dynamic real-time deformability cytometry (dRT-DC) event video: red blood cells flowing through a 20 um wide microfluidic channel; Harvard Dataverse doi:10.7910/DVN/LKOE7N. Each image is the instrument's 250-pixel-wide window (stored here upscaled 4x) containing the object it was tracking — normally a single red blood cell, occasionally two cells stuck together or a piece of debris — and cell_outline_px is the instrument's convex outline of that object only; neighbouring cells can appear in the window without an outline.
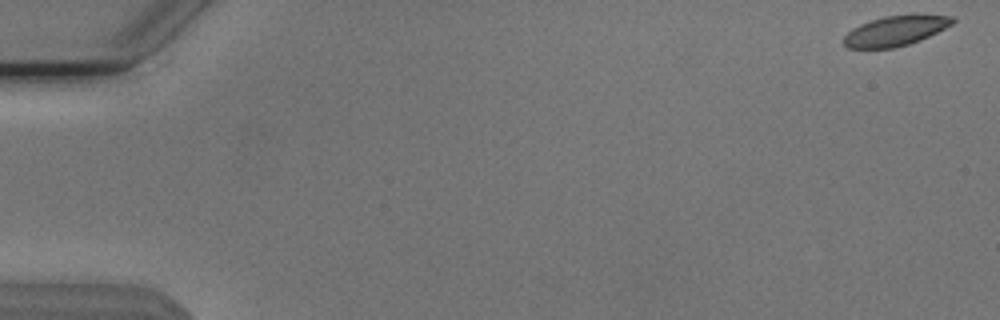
{"species": "Egyptian fruit bat (a non-hibernating species)", "species_latin": "Rousettus aegyptiacus", "temperature_condition": "cold", "stored_images_in_passage": 55, "camera_frame_rate_fps": 3000, "um_per_image_px": 0.085, "animal": {"sex": "male"}, "frame": {"image": 1, "passage_image": 1, "time_ms": 0.0, "image_size_px": [1000, 320], "cell_outline_px": [[956, 20], [952, 24], [920, 40], [908, 44], [892, 48], [848, 48], [844, 44], [844, 36], [852, 28], [860, 24], [884, 16], [952, 16]], "centroid_in_image_um": [76.06, 2.64], "position_along_channel_um": 8.9, "area_um2": 18.38}}
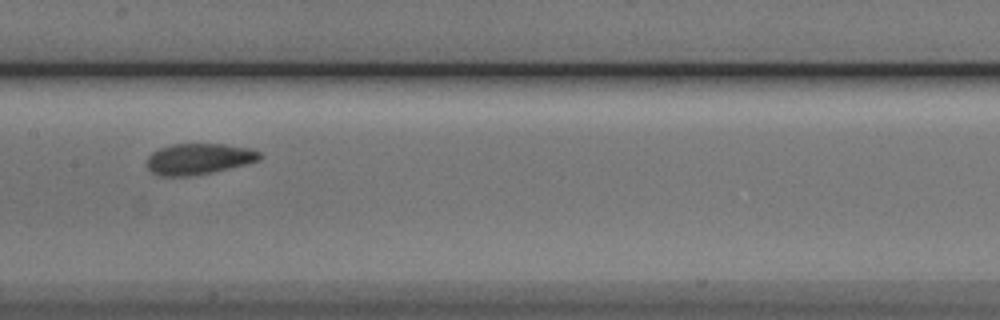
{"frame": {"image": 2, "passage_image": 28, "time_ms": 9.0, "image_size_px": [1000, 320], "cell_outline_px": [[264, 156], [260, 160], [212, 172], [188, 176], [160, 176], [152, 172], [148, 168], [148, 156], [152, 152], [160, 148], [172, 144], [224, 144], [248, 148], [260, 152]], "centroid_in_image_um": [16.9, 13.5], "position_along_channel_um": 190.5, "area_um2": 20.23}}
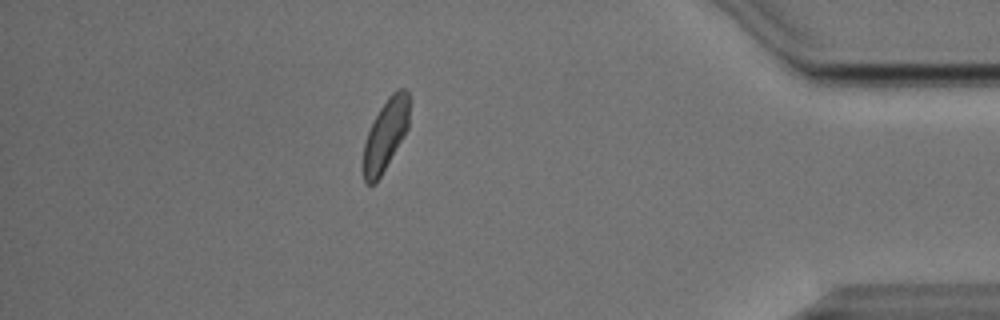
{"frame": {"image": 3, "passage_image": 48, "time_ms": 15.667, "image_size_px": [1000, 320], "cell_outline_px": [[412, 100], [408, 128], [404, 136], [376, 184], [368, 184], [364, 180], [364, 144], [368, 132], [380, 108], [388, 96], [396, 88], [404, 88], [408, 92]], "centroid_in_image_um": [32.83, 11.38], "position_along_channel_um": 402.4, "area_um2": 19.31}, "authors_computed_cell_mechanics": {"area_um2": 20.0566, "velocity_mm_per_s": 3.7755, "shape_relaxation_time_tau1_ms": 5.8951, "shape_relaxation_time_tau2_ms": 2.4779, "deformation_change_tau1": 0.1459, "deformation_change_tau2": 0.0559}}